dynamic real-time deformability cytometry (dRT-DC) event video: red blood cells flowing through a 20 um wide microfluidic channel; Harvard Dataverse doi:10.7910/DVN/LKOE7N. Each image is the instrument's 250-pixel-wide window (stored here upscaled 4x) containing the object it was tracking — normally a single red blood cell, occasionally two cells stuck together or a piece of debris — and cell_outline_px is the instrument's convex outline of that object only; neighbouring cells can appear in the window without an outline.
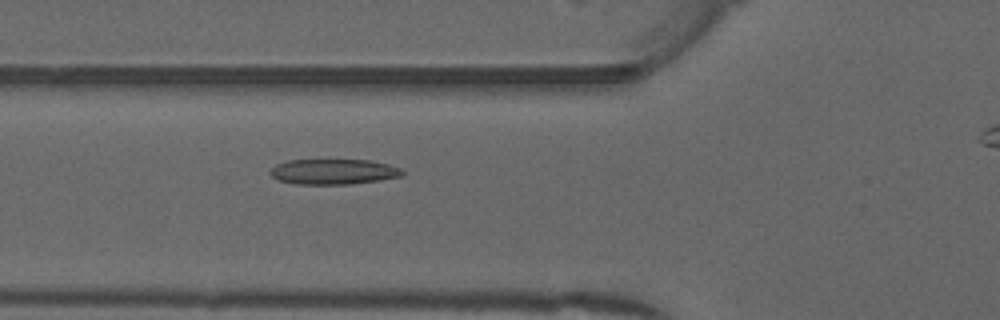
{"species": "common noctule bat (a hibernating species)", "species_latin": "Nyctalus noctula", "temperature_condition": "warm", "stored_images_in_passage": 39, "camera_frame_rate_fps": 3000, "um_per_image_px": 0.085, "animal": {"sex": "male", "forearm_length_mm": 52.5}, "frame": {"image": 1, "passage_image": 12, "time_ms": 3.667, "image_size_px": [1000, 320], "cell_outline_px": [[404, 172], [400, 176], [380, 180], [352, 184], [296, 184], [280, 180], [272, 176], [268, 172], [276, 164], [288, 160], [368, 160], [388, 164], [400, 168]], "centroid_in_image_um": [28.33, 14.59], "position_along_channel_um": 97.5, "area_um2": 19.42}}
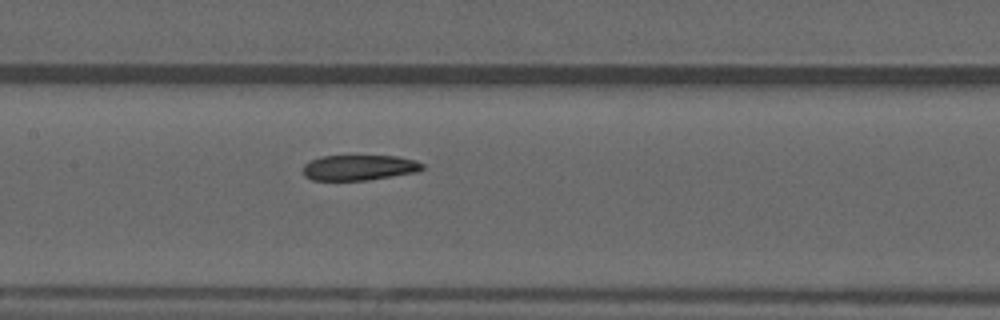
{"frame": {"image": 2, "passage_image": 18, "time_ms": 5.667, "image_size_px": [1000, 320], "cell_outline_px": [[424, 168], [416, 172], [368, 180], [312, 180], [304, 176], [304, 164], [320, 156], [396, 156], [416, 160], [424, 164]], "centroid_in_image_um": [30.54, 14.24], "position_along_channel_um": 176.9, "area_um2": 17.63}}
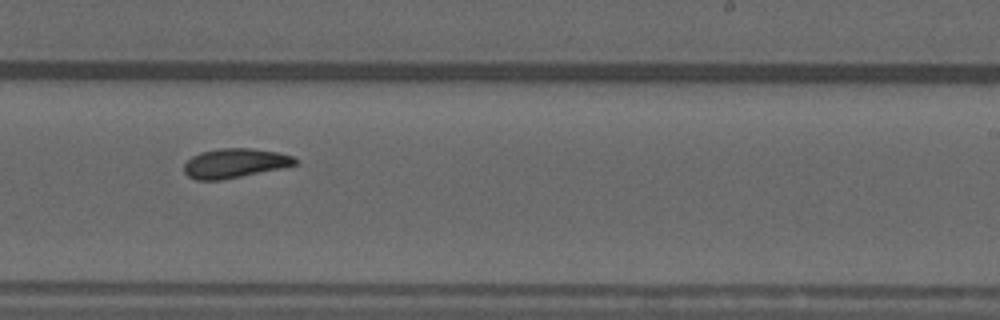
{"frame": {"image": 3, "passage_image": 25, "time_ms": 8.0, "image_size_px": [1000, 320], "cell_outline_px": [[296, 164], [280, 168], [220, 180], [196, 180], [188, 176], [184, 172], [184, 164], [192, 156], [200, 152], [220, 148], [252, 148], [276, 152], [292, 156], [296, 160]], "centroid_in_image_um": [19.9, 13.86], "position_along_channel_um": 269.1, "area_um2": 18.73}}